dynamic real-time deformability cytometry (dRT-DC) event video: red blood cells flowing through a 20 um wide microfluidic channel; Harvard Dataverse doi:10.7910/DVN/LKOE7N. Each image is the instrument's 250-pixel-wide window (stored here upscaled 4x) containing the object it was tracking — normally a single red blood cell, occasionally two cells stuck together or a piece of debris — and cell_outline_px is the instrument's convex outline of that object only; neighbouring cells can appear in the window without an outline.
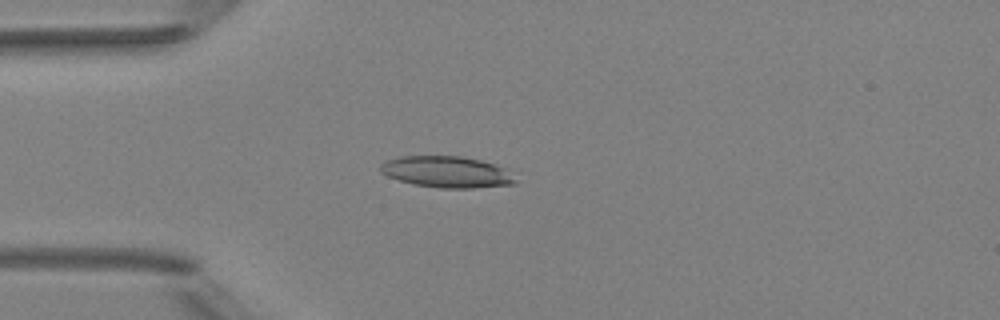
{"species": "Egyptian fruit bat (a non-hibernating species)", "species_latin": "Rousettus aegyptiacus", "temperature_condition": "room temperature", "stored_images_in_passage": 4, "camera_frame_rate_fps": 3000, "um_per_image_px": 0.085, "animal": {"sex": "female"}, "frame": {"image": 1, "passage_image": 4, "time_ms": 3.333, "image_size_px": [1000, 320], "cell_outline_px": [[516, 184], [472, 188], [440, 188], [412, 184], [388, 176], [380, 172], [380, 164], [384, 160], [400, 156], [460, 156], [480, 160], [504, 168], [516, 180]], "centroid_in_image_um": [37.92, 14.61], "position_along_channel_um": 47.1, "area_um2": 24.57}}